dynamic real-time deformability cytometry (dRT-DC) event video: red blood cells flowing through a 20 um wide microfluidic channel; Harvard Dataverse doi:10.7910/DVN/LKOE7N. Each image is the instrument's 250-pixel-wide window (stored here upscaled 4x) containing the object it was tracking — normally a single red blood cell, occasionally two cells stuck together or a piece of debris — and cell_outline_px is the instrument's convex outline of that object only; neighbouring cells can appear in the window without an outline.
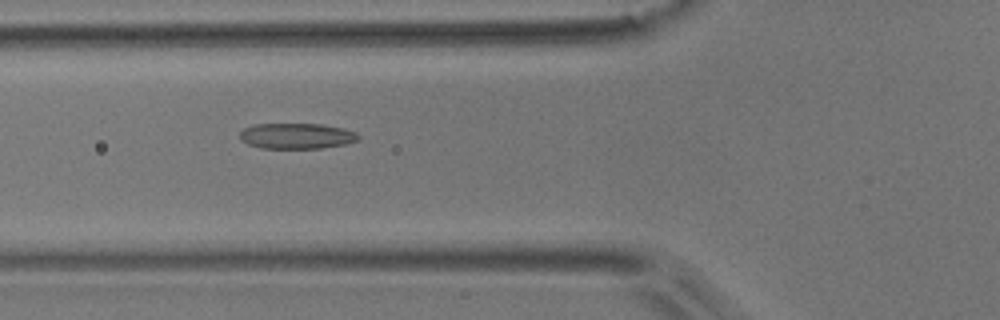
{"species": "common noctule bat (a hibernating species)", "species_latin": "Nyctalus noctula", "temperature_condition": "room temperature", "stored_images_in_passage": 8, "camera_frame_rate_fps": 3000, "um_per_image_px": 0.085, "animal": {"sex": "male", "body_mass_g": 17.9}, "frame": {"image": 1, "passage_image": 6, "time_ms": 1.667, "image_size_px": [1000, 320], "cell_outline_px": [[360, 140], [344, 144], [320, 148], [260, 148], [248, 144], [240, 140], [240, 132], [244, 128], [256, 124], [320, 124], [344, 128], [356, 132], [360, 136]], "centroid_in_image_um": [25.22, 11.55], "position_along_channel_um": 100.6, "area_um2": 17.74}}
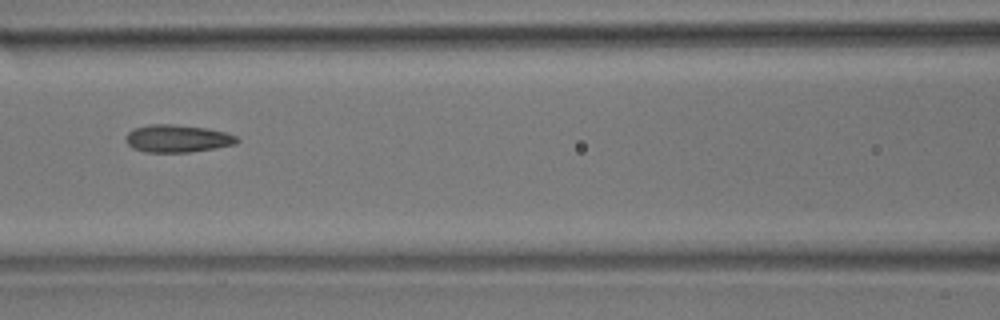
{"frame": {"image": 2, "passage_image": 7, "time_ms": 2.0, "image_size_px": [1000, 320], "cell_outline_px": [[240, 140], [236, 144], [188, 152], [144, 152], [132, 148], [124, 140], [124, 136], [128, 132], [136, 128], [148, 124], [172, 124], [208, 128], [224, 132], [236, 136]], "centroid_in_image_um": [15.04, 11.77], "position_along_channel_um": 151.6, "area_um2": 17.86}}
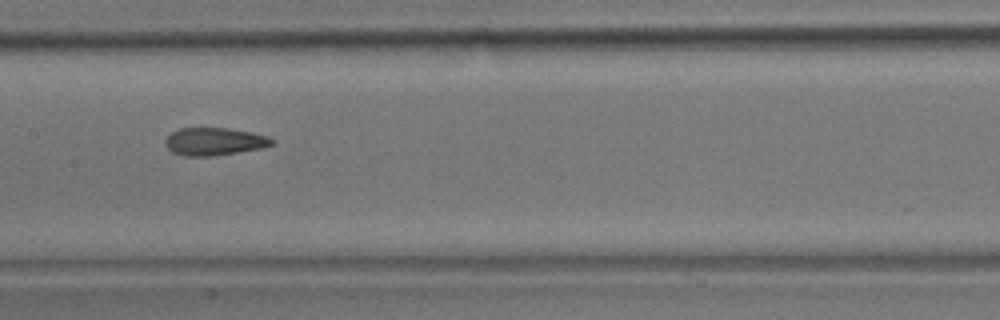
{"frame": {"image": 3, "passage_image": 8, "time_ms": 2.333, "image_size_px": [1000, 320], "cell_outline_px": [[276, 144], [260, 148], [236, 152], [208, 156], [184, 156], [172, 152], [164, 144], [164, 140], [172, 132], [180, 128], [228, 128], [252, 132], [268, 136], [276, 140]], "centroid_in_image_um": [18.23, 12.02], "position_along_channel_um": 189.2, "area_um2": 17.22}}